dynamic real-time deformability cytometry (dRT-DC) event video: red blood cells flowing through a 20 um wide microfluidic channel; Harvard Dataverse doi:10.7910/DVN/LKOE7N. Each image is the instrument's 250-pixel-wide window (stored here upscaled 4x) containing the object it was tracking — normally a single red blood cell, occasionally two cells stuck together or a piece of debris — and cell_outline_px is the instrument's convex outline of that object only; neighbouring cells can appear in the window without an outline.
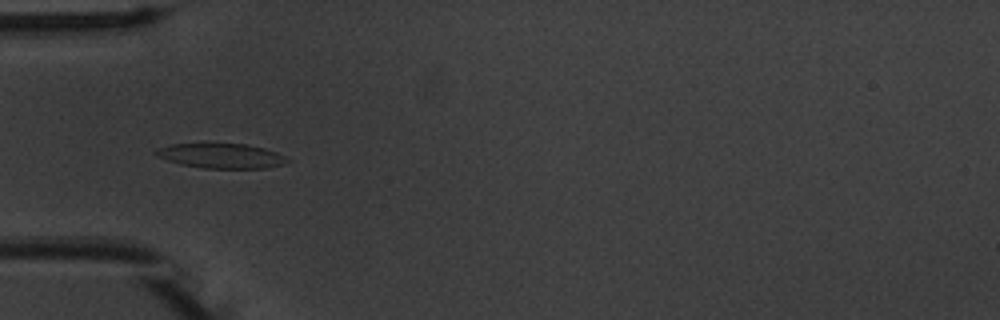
{"species": "common noctule bat (a hibernating species)", "species_latin": "Nyctalus noctula", "temperature_condition": "warm", "stored_images_in_passage": 42, "camera_frame_rate_fps": 3000, "um_per_image_px": 0.085, "animal": {"sex": "male", "body_mass_g": 20.1, "forearm_length_mm": 53.5}, "frame": {"image": 1, "passage_image": 5, "time_ms": 1.333, "image_size_px": [1000, 320], "cell_outline_px": [[292, 160], [284, 164], [268, 168], [204, 168], [180, 164], [156, 156], [152, 152], [160, 148], [172, 144], [248, 144], [264, 148], [276, 152]], "centroid_in_image_um": [18.84, 13.25], "position_along_channel_um": 66.2, "area_um2": 18.9}}
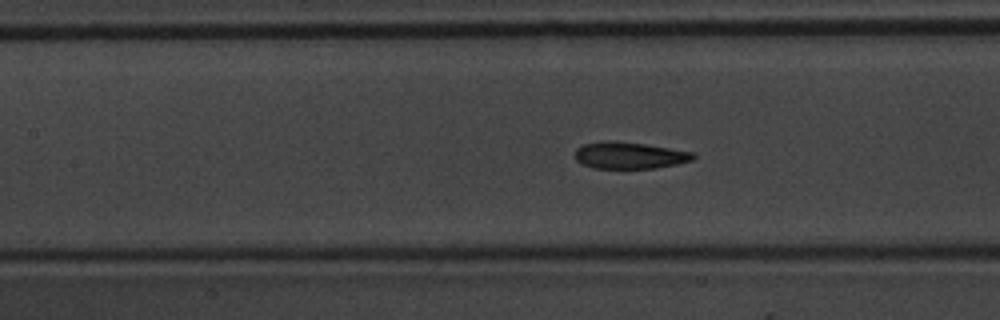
{"frame": {"image": 2, "passage_image": 12, "time_ms": 3.667, "image_size_px": [1000, 320], "cell_outline_px": [[696, 156], [692, 160], [676, 164], [656, 168], [592, 168], [580, 164], [576, 160], [576, 148], [584, 144], [604, 140], [608, 140], [644, 144], [696, 152]], "centroid_in_image_um": [53.5, 13.21], "position_along_channel_um": 153.9, "area_um2": 18.5}}
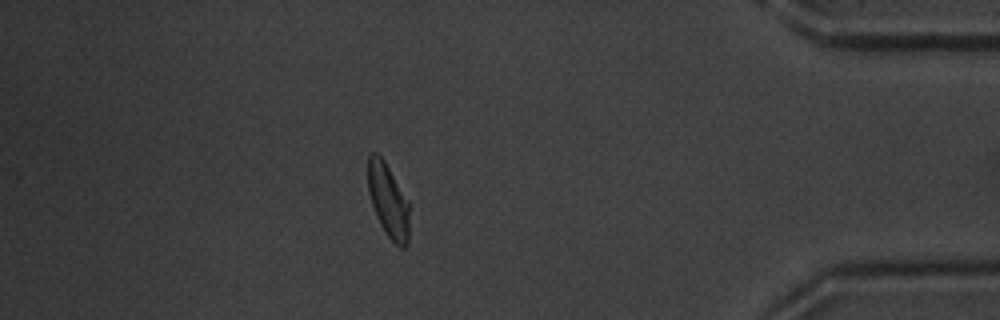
{"frame": {"image": 3, "passage_image": 35, "time_ms": 11.333, "image_size_px": [1000, 320], "cell_outline_px": [[408, 244], [404, 248], [400, 248], [384, 232], [376, 216], [368, 192], [368, 156], [372, 152], [376, 152], [384, 160], [408, 200]], "centroid_in_image_um": [32.98, 17.05], "position_along_channel_um": 402.2, "area_um2": 17.69}, "authors_computed_cell_mechanics": {"area_um2": 18.6116, "velocity_mm_per_s": 3.7527, "shape_relaxation_time_tau1_ms": 3.0904, "shape_relaxation_time_tau2_ms": 1.5381, "deformation_change_tau1": 0.1252, "deformation_change_tau2": 0.0858}}